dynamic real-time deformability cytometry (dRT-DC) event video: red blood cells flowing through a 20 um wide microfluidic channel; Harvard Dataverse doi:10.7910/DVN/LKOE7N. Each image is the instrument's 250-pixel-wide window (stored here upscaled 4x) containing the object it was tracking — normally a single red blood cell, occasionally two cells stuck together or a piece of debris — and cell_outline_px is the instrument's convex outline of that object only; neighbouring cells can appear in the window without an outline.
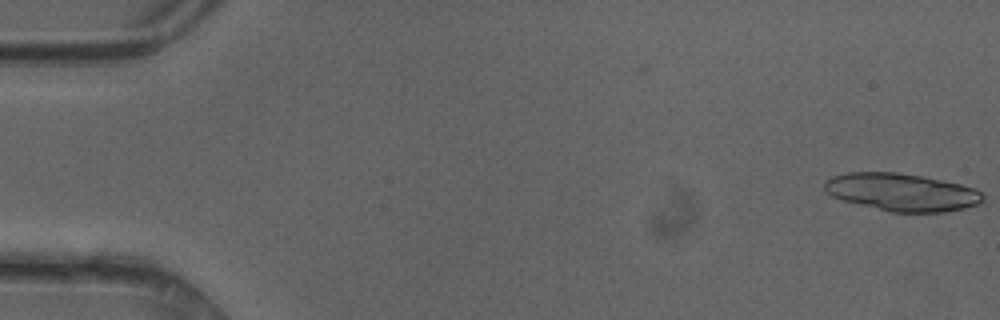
{"species": "common noctule bat (a hibernating species)", "species_latin": "Nyctalus noctula", "temperature_condition": "cold", "stored_images_in_passage": 48, "segment_of_instrument_passage": [1, 2], "camera_frame_rate_fps": 3000, "um_per_image_px": 0.085, "animal": {"sex": "female"}, "frame": {"image": 1, "passage_image": 1, "time_ms": 0.0, "image_size_px": [1000, 320], "cell_outline_px": [[984, 200], [980, 204], [964, 208], [944, 212], [892, 212], [844, 200], [832, 196], [824, 188], [824, 180], [832, 176], [848, 172], [896, 172], [924, 176], [960, 184], [972, 188], [980, 192], [984, 196]], "centroid_in_image_um": [76.66, 16.32], "position_along_channel_um": 8.3, "area_um2": 34.56}}